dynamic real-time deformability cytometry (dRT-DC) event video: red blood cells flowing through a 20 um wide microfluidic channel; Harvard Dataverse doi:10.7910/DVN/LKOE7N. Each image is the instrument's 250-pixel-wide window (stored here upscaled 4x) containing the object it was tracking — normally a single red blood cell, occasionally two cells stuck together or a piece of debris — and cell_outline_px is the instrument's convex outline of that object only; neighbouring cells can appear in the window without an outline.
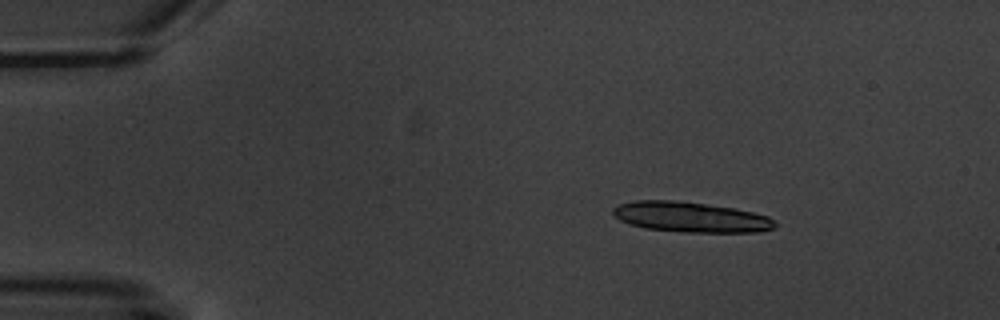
{"species": "common noctule bat (a hibernating species)", "species_latin": "Nyctalus noctula", "temperature_condition": "warm", "stored_images_in_passage": 9, "camera_frame_rate_fps": 3000, "um_per_image_px": 0.085, "animal": {"sex": "male", "body_mass_g": 20.1, "forearm_length_mm": 53.5}, "frame": {"image": 1, "passage_image": 3, "time_ms": 2.667, "image_size_px": [1000, 320], "cell_outline_px": [[776, 224], [772, 228], [760, 232], [684, 232], [648, 228], [632, 224], [620, 220], [612, 212], [612, 208], [616, 204], [636, 200], [672, 200], [736, 208], [768, 216]], "centroid_in_image_um": [58.69, 18.44], "position_along_channel_um": 26.3, "area_um2": 28.32}}